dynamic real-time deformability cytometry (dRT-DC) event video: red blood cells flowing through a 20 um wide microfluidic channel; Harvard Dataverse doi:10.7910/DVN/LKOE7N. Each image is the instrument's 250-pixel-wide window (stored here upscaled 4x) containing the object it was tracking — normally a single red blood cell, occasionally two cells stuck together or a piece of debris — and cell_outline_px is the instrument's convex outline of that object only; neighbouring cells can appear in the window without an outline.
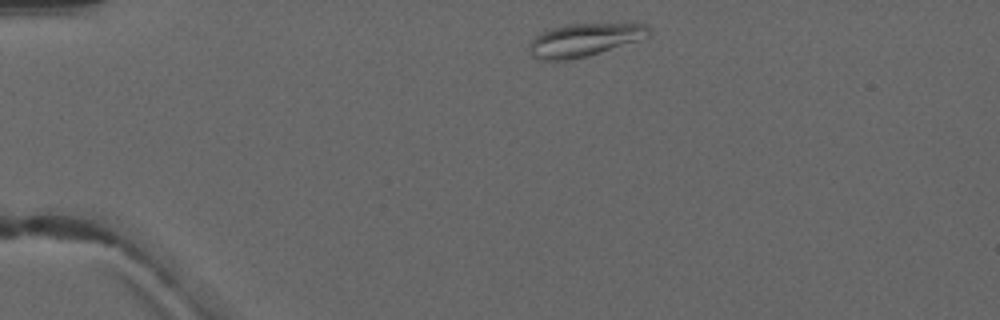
{"species": "common noctule bat (a hibernating species)", "species_latin": "Nyctalus noctula", "temperature_condition": "warm", "stored_images_in_passage": 3, "camera_frame_rate_fps": 3000, "um_per_image_px": 0.085, "animal": {"sex": "male", "forearm_length_mm": 52.5}, "frame": {"image": 1, "passage_image": 1, "time_ms": 0.0, "image_size_px": [1000, 320], "cell_outline_px": [[652, 36], [588, 56], [572, 60], [544, 60], [532, 56], [528, 52], [528, 44], [540, 32], [552, 28], [568, 24], [648, 24], [652, 32]], "centroid_in_image_um": [49.67, 3.4], "position_along_channel_um": 35.3, "area_um2": 23.12}}